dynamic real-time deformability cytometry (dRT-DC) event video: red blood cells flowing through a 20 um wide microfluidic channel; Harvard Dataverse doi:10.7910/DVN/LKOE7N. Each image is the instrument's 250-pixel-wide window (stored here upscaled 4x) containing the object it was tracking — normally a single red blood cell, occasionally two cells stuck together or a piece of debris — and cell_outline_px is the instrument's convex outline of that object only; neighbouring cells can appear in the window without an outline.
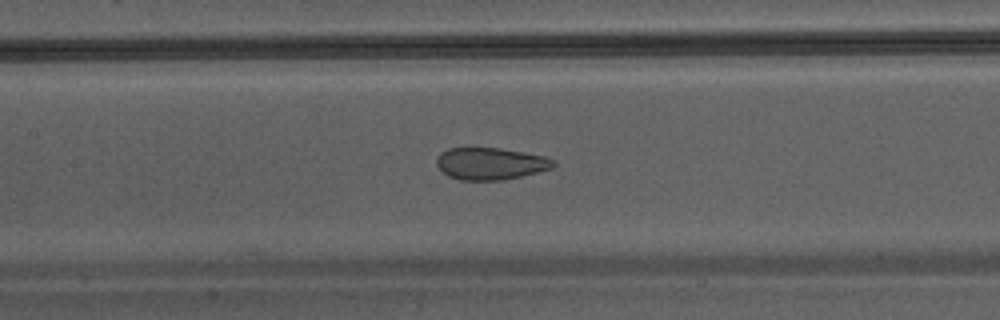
{"species": "Egyptian fruit bat (a non-hibernating species)", "species_latin": "Rousettus aegyptiacus", "temperature_condition": "warm", "stored_images_in_passage": 42, "camera_frame_rate_fps": 3000, "um_per_image_px": 0.085, "animal": {"sex": "male"}, "frame": {"image": 1, "passage_image": 19, "time_ms": 6.0, "image_size_px": [1000, 320], "cell_outline_px": [[556, 164], [552, 168], [504, 180], [460, 180], [448, 176], [436, 164], [436, 160], [440, 152], [448, 148], [500, 148], [524, 152], [544, 156], [556, 160]], "centroid_in_image_um": [41.69, 13.9], "position_along_channel_um": 165.7, "area_um2": 21.79}}
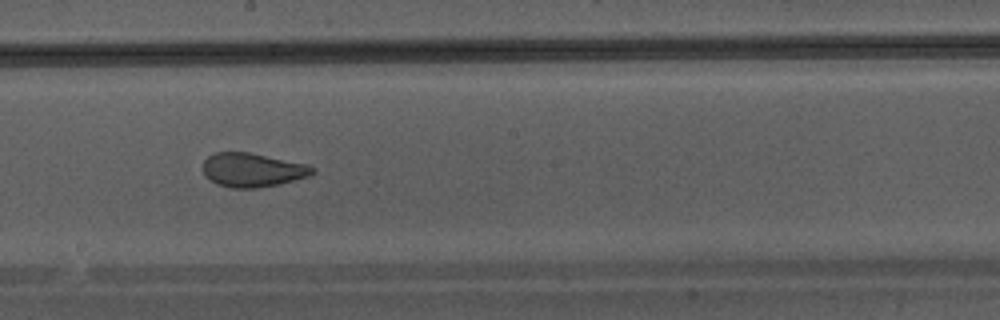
{"frame": {"image": 2, "passage_image": 23, "time_ms": 7.333, "image_size_px": [1000, 320], "cell_outline_px": [[316, 172], [308, 176], [280, 184], [256, 188], [232, 188], [216, 184], [204, 176], [204, 160], [208, 156], [216, 152], [248, 152], [308, 164], [316, 168]], "centroid_in_image_um": [21.47, 14.45], "position_along_channel_um": 226.7, "area_um2": 21.73}}
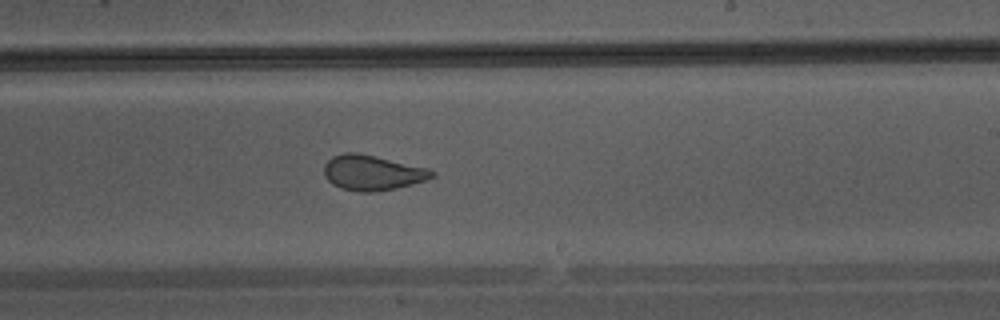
{"frame": {"image": 3, "passage_image": 25, "time_ms": 8.0, "image_size_px": [1000, 320], "cell_outline_px": [[436, 176], [412, 184], [396, 188], [376, 192], [360, 192], [340, 188], [332, 184], [324, 176], [324, 164], [332, 156], [344, 152], [356, 152], [376, 156], [428, 168], [436, 172]], "centroid_in_image_um": [31.63, 14.68], "position_along_channel_um": 257.4, "area_um2": 22.25}}